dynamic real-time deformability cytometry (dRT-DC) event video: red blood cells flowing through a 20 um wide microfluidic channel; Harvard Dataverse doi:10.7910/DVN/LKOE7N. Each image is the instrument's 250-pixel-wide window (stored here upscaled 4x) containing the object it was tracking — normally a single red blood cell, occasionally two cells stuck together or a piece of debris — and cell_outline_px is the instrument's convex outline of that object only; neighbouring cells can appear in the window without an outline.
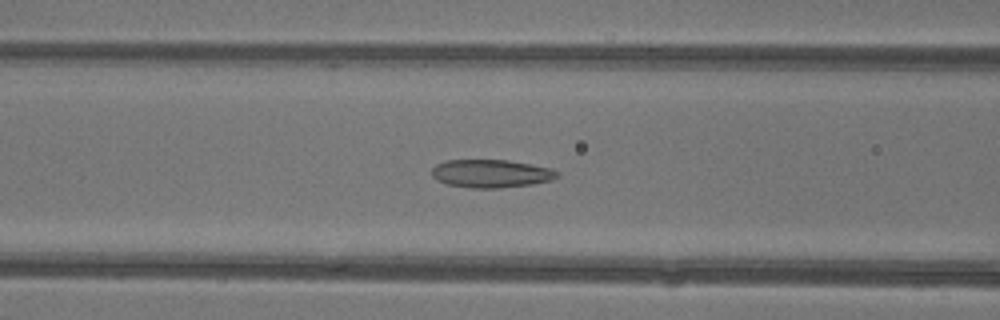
{"species": "common noctule bat (a hibernating species)", "species_latin": "Nyctalus noctula", "temperature_condition": "warm", "stored_images_in_passage": 41, "camera_frame_rate_fps": 3000, "um_per_image_px": 0.085, "animal": {"sex": "female"}, "frame": {"image": 1, "passage_image": 14, "time_ms": 4.333, "image_size_px": [1000, 320], "cell_outline_px": [[560, 176], [552, 180], [532, 184], [500, 188], [472, 188], [448, 184], [436, 180], [432, 176], [432, 168], [436, 164], [448, 160], [508, 160], [552, 168], [560, 172]], "centroid_in_image_um": [41.77, 14.75], "position_along_channel_um": 124.8, "area_um2": 20.63}}
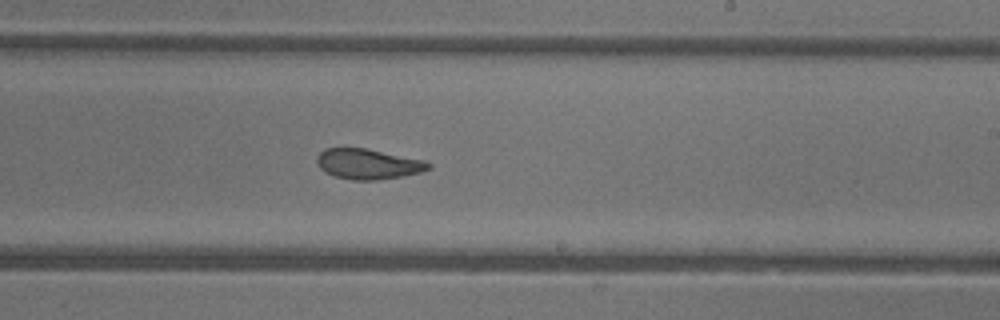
{"frame": {"image": 2, "passage_image": 23, "time_ms": 7.333, "image_size_px": [1000, 320], "cell_outline_px": [[432, 168], [420, 172], [404, 176], [376, 180], [352, 180], [332, 176], [324, 172], [320, 168], [316, 160], [320, 152], [324, 148], [364, 148], [424, 160], [432, 164]], "centroid_in_image_um": [31.28, 13.95], "position_along_channel_um": 257.7, "area_um2": 19.77}}
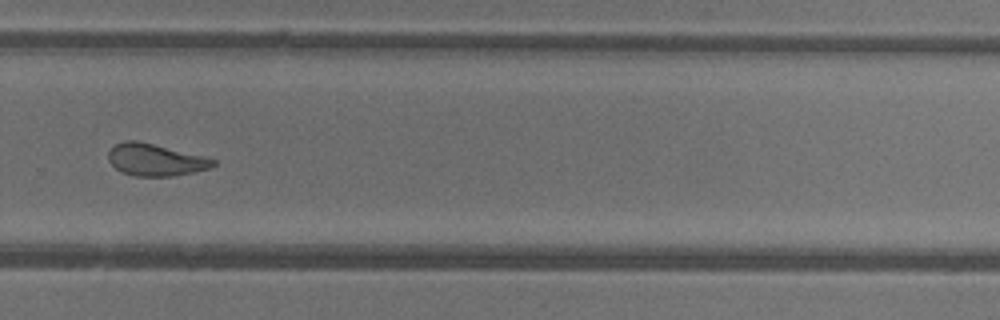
{"frame": {"image": 3, "passage_image": 27, "time_ms": 8.667, "image_size_px": [1000, 320], "cell_outline_px": [[216, 164], [212, 168], [172, 176], [132, 176], [120, 172], [108, 160], [108, 152], [116, 144], [124, 140], [136, 140], [204, 156], [216, 160]], "centroid_in_image_um": [13.2, 13.59], "position_along_channel_um": 316.6, "area_um2": 19.54}, "authors_computed_cell_mechanics": {"area_um2": 21.5594, "velocity_mm_per_s": 4.4317, "shape_relaxation_time_tau1_ms": null, "shape_relaxation_time_tau2_ms": 1.6155, "deformation_change_tau1": null, "deformation_change_tau2": 0.0889}}